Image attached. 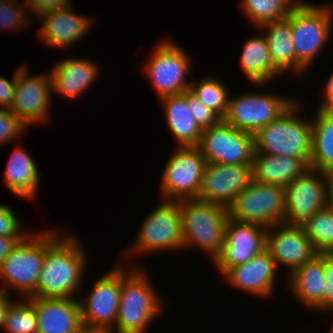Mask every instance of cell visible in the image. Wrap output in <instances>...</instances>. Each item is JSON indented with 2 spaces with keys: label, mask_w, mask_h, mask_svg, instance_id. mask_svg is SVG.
<instances>
[{
  "label": "cell",
  "mask_w": 333,
  "mask_h": 333,
  "mask_svg": "<svg viewBox=\"0 0 333 333\" xmlns=\"http://www.w3.org/2000/svg\"><path fill=\"white\" fill-rule=\"evenodd\" d=\"M45 230V257L36 291L29 298H75L88 266L87 254L78 238Z\"/></svg>",
  "instance_id": "6da1fadb"
},
{
  "label": "cell",
  "mask_w": 333,
  "mask_h": 333,
  "mask_svg": "<svg viewBox=\"0 0 333 333\" xmlns=\"http://www.w3.org/2000/svg\"><path fill=\"white\" fill-rule=\"evenodd\" d=\"M121 263V293L115 326L108 333H146L164 309L150 276L137 265Z\"/></svg>",
  "instance_id": "7a4b0ae2"
},
{
  "label": "cell",
  "mask_w": 333,
  "mask_h": 333,
  "mask_svg": "<svg viewBox=\"0 0 333 333\" xmlns=\"http://www.w3.org/2000/svg\"><path fill=\"white\" fill-rule=\"evenodd\" d=\"M295 100L274 121L254 135L255 151L274 156L301 158L308 166L312 153L311 120L300 118Z\"/></svg>",
  "instance_id": "3957f363"
},
{
  "label": "cell",
  "mask_w": 333,
  "mask_h": 333,
  "mask_svg": "<svg viewBox=\"0 0 333 333\" xmlns=\"http://www.w3.org/2000/svg\"><path fill=\"white\" fill-rule=\"evenodd\" d=\"M183 249L199 248L212 261L219 256L225 237L228 210L222 205L197 198L179 200Z\"/></svg>",
  "instance_id": "277c9868"
},
{
  "label": "cell",
  "mask_w": 333,
  "mask_h": 333,
  "mask_svg": "<svg viewBox=\"0 0 333 333\" xmlns=\"http://www.w3.org/2000/svg\"><path fill=\"white\" fill-rule=\"evenodd\" d=\"M333 6L300 0L287 17L297 61L307 70L331 40Z\"/></svg>",
  "instance_id": "5b68a950"
},
{
  "label": "cell",
  "mask_w": 333,
  "mask_h": 333,
  "mask_svg": "<svg viewBox=\"0 0 333 333\" xmlns=\"http://www.w3.org/2000/svg\"><path fill=\"white\" fill-rule=\"evenodd\" d=\"M45 257V231L29 232L0 265V289L29 298L35 291ZM18 290V291H17Z\"/></svg>",
  "instance_id": "8992f818"
},
{
  "label": "cell",
  "mask_w": 333,
  "mask_h": 333,
  "mask_svg": "<svg viewBox=\"0 0 333 333\" xmlns=\"http://www.w3.org/2000/svg\"><path fill=\"white\" fill-rule=\"evenodd\" d=\"M161 203V204H160ZM148 214L126 253L138 256L164 250H183L182 219L179 200L161 199ZM129 251V252H128Z\"/></svg>",
  "instance_id": "52a82bcc"
},
{
  "label": "cell",
  "mask_w": 333,
  "mask_h": 333,
  "mask_svg": "<svg viewBox=\"0 0 333 333\" xmlns=\"http://www.w3.org/2000/svg\"><path fill=\"white\" fill-rule=\"evenodd\" d=\"M150 56L142 64L141 71L155 88L158 99L190 89L191 82L186 77L191 74L192 62L181 46L165 38L155 46Z\"/></svg>",
  "instance_id": "ba28073f"
},
{
  "label": "cell",
  "mask_w": 333,
  "mask_h": 333,
  "mask_svg": "<svg viewBox=\"0 0 333 333\" xmlns=\"http://www.w3.org/2000/svg\"><path fill=\"white\" fill-rule=\"evenodd\" d=\"M228 218L265 228L284 223V188L251 181L227 208Z\"/></svg>",
  "instance_id": "9c48e42d"
},
{
  "label": "cell",
  "mask_w": 333,
  "mask_h": 333,
  "mask_svg": "<svg viewBox=\"0 0 333 333\" xmlns=\"http://www.w3.org/2000/svg\"><path fill=\"white\" fill-rule=\"evenodd\" d=\"M207 163L252 165L254 135L241 131L221 119L216 125L202 129L198 145Z\"/></svg>",
  "instance_id": "30bf717a"
},
{
  "label": "cell",
  "mask_w": 333,
  "mask_h": 333,
  "mask_svg": "<svg viewBox=\"0 0 333 333\" xmlns=\"http://www.w3.org/2000/svg\"><path fill=\"white\" fill-rule=\"evenodd\" d=\"M245 93L242 92L233 97L230 93L227 112L223 120L229 125L253 135L274 121L295 101L289 97L262 91Z\"/></svg>",
  "instance_id": "8fae6325"
},
{
  "label": "cell",
  "mask_w": 333,
  "mask_h": 333,
  "mask_svg": "<svg viewBox=\"0 0 333 333\" xmlns=\"http://www.w3.org/2000/svg\"><path fill=\"white\" fill-rule=\"evenodd\" d=\"M161 176L160 198H197L207 162L196 146L179 147L169 155Z\"/></svg>",
  "instance_id": "7c38bea8"
},
{
  "label": "cell",
  "mask_w": 333,
  "mask_h": 333,
  "mask_svg": "<svg viewBox=\"0 0 333 333\" xmlns=\"http://www.w3.org/2000/svg\"><path fill=\"white\" fill-rule=\"evenodd\" d=\"M103 274L82 301L79 298L84 329L108 333L117 320L121 293V263Z\"/></svg>",
  "instance_id": "4fadbf2b"
},
{
  "label": "cell",
  "mask_w": 333,
  "mask_h": 333,
  "mask_svg": "<svg viewBox=\"0 0 333 333\" xmlns=\"http://www.w3.org/2000/svg\"><path fill=\"white\" fill-rule=\"evenodd\" d=\"M330 174L309 168L284 187V223L302 225L314 213L327 207Z\"/></svg>",
  "instance_id": "5bb4252c"
},
{
  "label": "cell",
  "mask_w": 333,
  "mask_h": 333,
  "mask_svg": "<svg viewBox=\"0 0 333 333\" xmlns=\"http://www.w3.org/2000/svg\"><path fill=\"white\" fill-rule=\"evenodd\" d=\"M30 68L21 65L16 70V90L9 109L27 127L48 121L52 104V83L50 73L31 76ZM51 91V92H50ZM48 114V115H47Z\"/></svg>",
  "instance_id": "9a60e30c"
},
{
  "label": "cell",
  "mask_w": 333,
  "mask_h": 333,
  "mask_svg": "<svg viewBox=\"0 0 333 333\" xmlns=\"http://www.w3.org/2000/svg\"><path fill=\"white\" fill-rule=\"evenodd\" d=\"M267 228L227 218L222 250L214 266L222 276L229 268L245 264L266 249Z\"/></svg>",
  "instance_id": "2e32d148"
},
{
  "label": "cell",
  "mask_w": 333,
  "mask_h": 333,
  "mask_svg": "<svg viewBox=\"0 0 333 333\" xmlns=\"http://www.w3.org/2000/svg\"><path fill=\"white\" fill-rule=\"evenodd\" d=\"M266 250L277 268L286 267V277L318 254L301 225L285 223L267 228Z\"/></svg>",
  "instance_id": "e0dca14e"
},
{
  "label": "cell",
  "mask_w": 333,
  "mask_h": 333,
  "mask_svg": "<svg viewBox=\"0 0 333 333\" xmlns=\"http://www.w3.org/2000/svg\"><path fill=\"white\" fill-rule=\"evenodd\" d=\"M252 181V165L207 163L197 199L228 208Z\"/></svg>",
  "instance_id": "ac0fdd59"
},
{
  "label": "cell",
  "mask_w": 333,
  "mask_h": 333,
  "mask_svg": "<svg viewBox=\"0 0 333 333\" xmlns=\"http://www.w3.org/2000/svg\"><path fill=\"white\" fill-rule=\"evenodd\" d=\"M72 5L43 12L37 16L36 19L43 22L36 34L37 40L48 47L59 49L69 48L82 40L94 22L93 19H89L90 17L76 14Z\"/></svg>",
  "instance_id": "d6986e66"
},
{
  "label": "cell",
  "mask_w": 333,
  "mask_h": 333,
  "mask_svg": "<svg viewBox=\"0 0 333 333\" xmlns=\"http://www.w3.org/2000/svg\"><path fill=\"white\" fill-rule=\"evenodd\" d=\"M277 271L275 261L265 249L245 264L229 268L222 277L229 286L265 299L272 297Z\"/></svg>",
  "instance_id": "ffe728a7"
},
{
  "label": "cell",
  "mask_w": 333,
  "mask_h": 333,
  "mask_svg": "<svg viewBox=\"0 0 333 333\" xmlns=\"http://www.w3.org/2000/svg\"><path fill=\"white\" fill-rule=\"evenodd\" d=\"M37 316V333H80L79 298H28Z\"/></svg>",
  "instance_id": "44dd1931"
},
{
  "label": "cell",
  "mask_w": 333,
  "mask_h": 333,
  "mask_svg": "<svg viewBox=\"0 0 333 333\" xmlns=\"http://www.w3.org/2000/svg\"><path fill=\"white\" fill-rule=\"evenodd\" d=\"M98 67L94 61L73 56L57 61L50 68L52 92L68 100L79 98L96 82L101 71Z\"/></svg>",
  "instance_id": "7402d4cb"
},
{
  "label": "cell",
  "mask_w": 333,
  "mask_h": 333,
  "mask_svg": "<svg viewBox=\"0 0 333 333\" xmlns=\"http://www.w3.org/2000/svg\"><path fill=\"white\" fill-rule=\"evenodd\" d=\"M288 279V281H287ZM290 292L302 305L323 311L324 254L318 253L286 278Z\"/></svg>",
  "instance_id": "603a6c76"
},
{
  "label": "cell",
  "mask_w": 333,
  "mask_h": 333,
  "mask_svg": "<svg viewBox=\"0 0 333 333\" xmlns=\"http://www.w3.org/2000/svg\"><path fill=\"white\" fill-rule=\"evenodd\" d=\"M245 41L239 57L240 66L254 86L264 89L283 74L274 66L263 32Z\"/></svg>",
  "instance_id": "cb8c5ba5"
},
{
  "label": "cell",
  "mask_w": 333,
  "mask_h": 333,
  "mask_svg": "<svg viewBox=\"0 0 333 333\" xmlns=\"http://www.w3.org/2000/svg\"><path fill=\"white\" fill-rule=\"evenodd\" d=\"M268 43L274 66L284 75L292 70L296 77L307 70L297 61L292 39L291 22L288 18L270 21L258 27ZM265 30V31H264Z\"/></svg>",
  "instance_id": "d4e9b609"
},
{
  "label": "cell",
  "mask_w": 333,
  "mask_h": 333,
  "mask_svg": "<svg viewBox=\"0 0 333 333\" xmlns=\"http://www.w3.org/2000/svg\"><path fill=\"white\" fill-rule=\"evenodd\" d=\"M308 169L309 166L301 158L254 152L252 180L284 188Z\"/></svg>",
  "instance_id": "484cf974"
},
{
  "label": "cell",
  "mask_w": 333,
  "mask_h": 333,
  "mask_svg": "<svg viewBox=\"0 0 333 333\" xmlns=\"http://www.w3.org/2000/svg\"><path fill=\"white\" fill-rule=\"evenodd\" d=\"M21 145L15 147L4 171V184L8 191L20 198L37 197L40 172L32 156Z\"/></svg>",
  "instance_id": "4316f807"
},
{
  "label": "cell",
  "mask_w": 333,
  "mask_h": 333,
  "mask_svg": "<svg viewBox=\"0 0 333 333\" xmlns=\"http://www.w3.org/2000/svg\"><path fill=\"white\" fill-rule=\"evenodd\" d=\"M165 111L169 132L178 141L179 147L197 146L202 134L192 116L187 98L181 93L159 99Z\"/></svg>",
  "instance_id": "83f0119b"
},
{
  "label": "cell",
  "mask_w": 333,
  "mask_h": 333,
  "mask_svg": "<svg viewBox=\"0 0 333 333\" xmlns=\"http://www.w3.org/2000/svg\"><path fill=\"white\" fill-rule=\"evenodd\" d=\"M312 124V153L309 168L320 172L333 171V114L319 109Z\"/></svg>",
  "instance_id": "f1b7e54d"
},
{
  "label": "cell",
  "mask_w": 333,
  "mask_h": 333,
  "mask_svg": "<svg viewBox=\"0 0 333 333\" xmlns=\"http://www.w3.org/2000/svg\"><path fill=\"white\" fill-rule=\"evenodd\" d=\"M198 100L214 111L221 119L224 118L231 91L226 84L214 76L201 77L197 82L191 81L190 89Z\"/></svg>",
  "instance_id": "f546056e"
},
{
  "label": "cell",
  "mask_w": 333,
  "mask_h": 333,
  "mask_svg": "<svg viewBox=\"0 0 333 333\" xmlns=\"http://www.w3.org/2000/svg\"><path fill=\"white\" fill-rule=\"evenodd\" d=\"M300 0H241V8L255 27L287 18Z\"/></svg>",
  "instance_id": "4dcf8cb0"
},
{
  "label": "cell",
  "mask_w": 333,
  "mask_h": 333,
  "mask_svg": "<svg viewBox=\"0 0 333 333\" xmlns=\"http://www.w3.org/2000/svg\"><path fill=\"white\" fill-rule=\"evenodd\" d=\"M301 226L317 253H333V212L328 207L314 213Z\"/></svg>",
  "instance_id": "1f68e13d"
},
{
  "label": "cell",
  "mask_w": 333,
  "mask_h": 333,
  "mask_svg": "<svg viewBox=\"0 0 333 333\" xmlns=\"http://www.w3.org/2000/svg\"><path fill=\"white\" fill-rule=\"evenodd\" d=\"M13 301L6 313L5 333H37V316L33 303L28 298Z\"/></svg>",
  "instance_id": "d6a6232c"
},
{
  "label": "cell",
  "mask_w": 333,
  "mask_h": 333,
  "mask_svg": "<svg viewBox=\"0 0 333 333\" xmlns=\"http://www.w3.org/2000/svg\"><path fill=\"white\" fill-rule=\"evenodd\" d=\"M16 1L19 2V0H0V30L19 31L22 28L27 29L31 23L29 19H32V16L28 13L26 4Z\"/></svg>",
  "instance_id": "836d02e7"
},
{
  "label": "cell",
  "mask_w": 333,
  "mask_h": 333,
  "mask_svg": "<svg viewBox=\"0 0 333 333\" xmlns=\"http://www.w3.org/2000/svg\"><path fill=\"white\" fill-rule=\"evenodd\" d=\"M187 98V103L191 109L192 116L201 129L212 127L216 125L221 118L196 97L190 90L182 93Z\"/></svg>",
  "instance_id": "e575fe53"
},
{
  "label": "cell",
  "mask_w": 333,
  "mask_h": 333,
  "mask_svg": "<svg viewBox=\"0 0 333 333\" xmlns=\"http://www.w3.org/2000/svg\"><path fill=\"white\" fill-rule=\"evenodd\" d=\"M28 127L9 109H0V145L12 142Z\"/></svg>",
  "instance_id": "d590c367"
},
{
  "label": "cell",
  "mask_w": 333,
  "mask_h": 333,
  "mask_svg": "<svg viewBox=\"0 0 333 333\" xmlns=\"http://www.w3.org/2000/svg\"><path fill=\"white\" fill-rule=\"evenodd\" d=\"M31 230H23L17 214L9 205L0 204V236L25 237Z\"/></svg>",
  "instance_id": "8d00e7d4"
},
{
  "label": "cell",
  "mask_w": 333,
  "mask_h": 333,
  "mask_svg": "<svg viewBox=\"0 0 333 333\" xmlns=\"http://www.w3.org/2000/svg\"><path fill=\"white\" fill-rule=\"evenodd\" d=\"M324 276L326 284L323 292V312L333 309V253L324 254Z\"/></svg>",
  "instance_id": "74e56055"
},
{
  "label": "cell",
  "mask_w": 333,
  "mask_h": 333,
  "mask_svg": "<svg viewBox=\"0 0 333 333\" xmlns=\"http://www.w3.org/2000/svg\"><path fill=\"white\" fill-rule=\"evenodd\" d=\"M32 18H36L43 12L59 9L71 4V0H24Z\"/></svg>",
  "instance_id": "f35d334b"
},
{
  "label": "cell",
  "mask_w": 333,
  "mask_h": 333,
  "mask_svg": "<svg viewBox=\"0 0 333 333\" xmlns=\"http://www.w3.org/2000/svg\"><path fill=\"white\" fill-rule=\"evenodd\" d=\"M12 80L0 76V109H10L16 90V70Z\"/></svg>",
  "instance_id": "ab89813d"
},
{
  "label": "cell",
  "mask_w": 333,
  "mask_h": 333,
  "mask_svg": "<svg viewBox=\"0 0 333 333\" xmlns=\"http://www.w3.org/2000/svg\"><path fill=\"white\" fill-rule=\"evenodd\" d=\"M323 89V99H321L322 101L318 108L324 112L333 114V72L330 73V76L326 81L325 87Z\"/></svg>",
  "instance_id": "60d3db41"
},
{
  "label": "cell",
  "mask_w": 333,
  "mask_h": 333,
  "mask_svg": "<svg viewBox=\"0 0 333 333\" xmlns=\"http://www.w3.org/2000/svg\"><path fill=\"white\" fill-rule=\"evenodd\" d=\"M24 237H7L0 236V265L4 259L10 254L15 245Z\"/></svg>",
  "instance_id": "b9f144b4"
},
{
  "label": "cell",
  "mask_w": 333,
  "mask_h": 333,
  "mask_svg": "<svg viewBox=\"0 0 333 333\" xmlns=\"http://www.w3.org/2000/svg\"><path fill=\"white\" fill-rule=\"evenodd\" d=\"M9 293L0 289V327L3 328L7 310L10 304L14 301L10 299Z\"/></svg>",
  "instance_id": "7bdbcfd3"
},
{
  "label": "cell",
  "mask_w": 333,
  "mask_h": 333,
  "mask_svg": "<svg viewBox=\"0 0 333 333\" xmlns=\"http://www.w3.org/2000/svg\"><path fill=\"white\" fill-rule=\"evenodd\" d=\"M327 207L333 212V182H330L328 187Z\"/></svg>",
  "instance_id": "ee69618b"
},
{
  "label": "cell",
  "mask_w": 333,
  "mask_h": 333,
  "mask_svg": "<svg viewBox=\"0 0 333 333\" xmlns=\"http://www.w3.org/2000/svg\"><path fill=\"white\" fill-rule=\"evenodd\" d=\"M80 333H104V332L97 331V330L83 329Z\"/></svg>",
  "instance_id": "f6af8a7d"
},
{
  "label": "cell",
  "mask_w": 333,
  "mask_h": 333,
  "mask_svg": "<svg viewBox=\"0 0 333 333\" xmlns=\"http://www.w3.org/2000/svg\"><path fill=\"white\" fill-rule=\"evenodd\" d=\"M327 311H328V312L331 311V313L333 314V309L326 310L325 312H327ZM330 325L333 326V323H331ZM331 331H332V333H333V328H332Z\"/></svg>",
  "instance_id": "bcb514c9"
},
{
  "label": "cell",
  "mask_w": 333,
  "mask_h": 333,
  "mask_svg": "<svg viewBox=\"0 0 333 333\" xmlns=\"http://www.w3.org/2000/svg\"><path fill=\"white\" fill-rule=\"evenodd\" d=\"M330 180L333 182V171L330 173Z\"/></svg>",
  "instance_id": "7dc6e473"
}]
</instances>
